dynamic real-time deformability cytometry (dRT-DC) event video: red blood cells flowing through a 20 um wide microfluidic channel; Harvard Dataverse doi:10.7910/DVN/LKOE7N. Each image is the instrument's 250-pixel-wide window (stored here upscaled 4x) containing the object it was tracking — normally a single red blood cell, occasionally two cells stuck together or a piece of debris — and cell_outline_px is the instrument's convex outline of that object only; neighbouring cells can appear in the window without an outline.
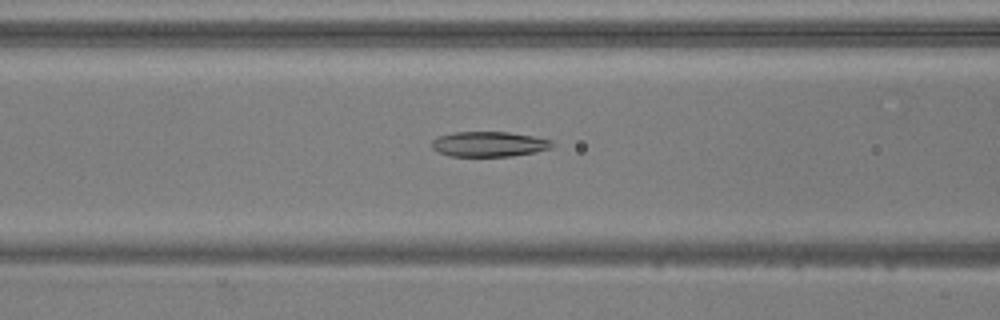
{"species": "common noctule bat (a hibernating species)", "species_latin": "Nyctalus noctula", "temperature_condition": "warm", "stored_images_in_passage": 43, "camera_frame_rate_fps": 3000, "um_per_image_px": 0.085, "animal": {"sex": "male", "body_mass_g": 20.5, "forearm_length_mm": 52.5}, "frame": {"image": 1, "passage_image": 12, "time_ms": 3.667, "image_size_px": [1000, 320], "cell_outline_px": [[552, 148], [536, 152], [512, 156], [448, 156], [436, 152], [432, 148], [432, 140], [436, 136], [456, 132], [508, 132], [532, 136], [552, 140]], "centroid_in_image_um": [41.53, 12.25], "position_along_channel_um": 125.1, "area_um2": 17.74}}
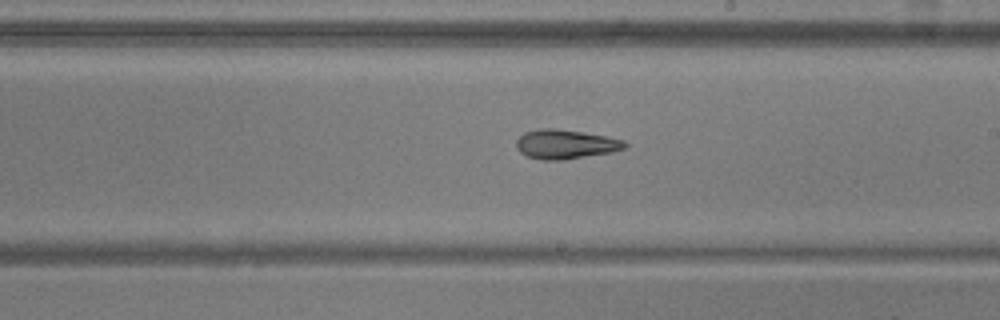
{"frame": {"image": 2, "passage_image": 21, "time_ms": 6.667, "image_size_px": [1000, 320], "cell_outline_px": [[628, 144], [624, 148], [612, 152], [564, 160], [544, 160], [528, 156], [520, 152], [516, 148], [516, 140], [524, 132], [540, 128], [556, 128], [604, 136], [624, 140]], "centroid_in_image_um": [48.04, 12.26], "position_along_channel_um": 241.0, "area_um2": 18.44}}
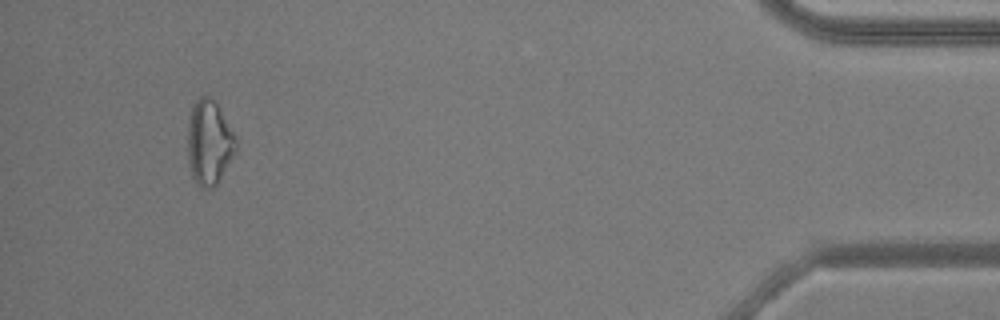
{"frame": {"image": 3, "passage_image": 40, "time_ms": 13.0, "image_size_px": [1000, 320], "cell_outline_px": [[236, 148], [232, 156], [216, 184], [212, 188], [200, 188], [196, 184], [192, 176], [188, 164], [188, 120], [192, 104], [200, 96], [208, 96], [216, 100], [236, 136]], "centroid_in_image_um": [17.75, 12.07], "position_along_channel_um": 417.4, "area_um2": 23.93}, "authors_computed_cell_mechanics": {"area_um2": 18.8428, "velocity_mm_per_s": 3.8553, "shape_relaxation_time_tau1_ms": null, "shape_relaxation_time_tau2_ms": 4.3313, "deformation_change_tau1": null, "deformation_change_tau2": 0.1409}}